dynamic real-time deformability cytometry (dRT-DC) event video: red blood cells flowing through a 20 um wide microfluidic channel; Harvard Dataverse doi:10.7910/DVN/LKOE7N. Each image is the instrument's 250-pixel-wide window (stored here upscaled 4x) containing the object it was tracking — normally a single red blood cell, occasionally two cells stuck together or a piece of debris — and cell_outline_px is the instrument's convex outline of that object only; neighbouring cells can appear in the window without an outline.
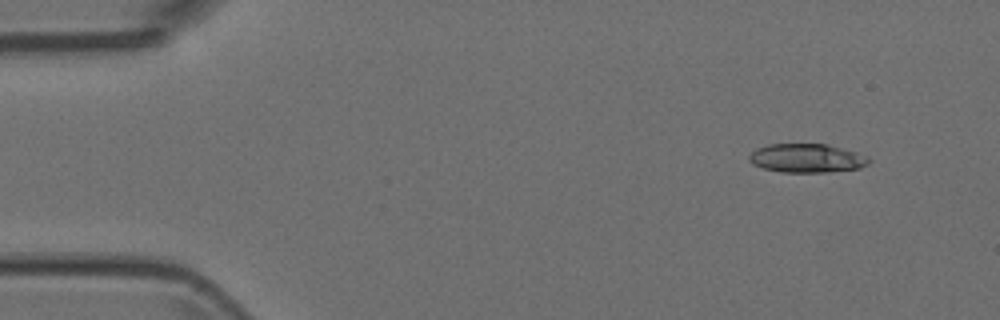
{"species": "Egyptian fruit bat (a non-hibernating species)", "species_latin": "Rousettus aegyptiacus", "temperature_condition": "room temperature", "stored_images_in_passage": 5, "camera_frame_rate_fps": 3000, "um_per_image_px": 0.085, "animal": {"sex": "female"}, "frame": {"image": 1, "passage_image": 1, "time_ms": 0.0, "image_size_px": [1000, 320], "cell_outline_px": [[872, 160], [868, 164], [860, 168], [824, 172], [780, 172], [764, 168], [752, 164], [748, 160], [748, 156], [756, 148], [768, 144], [828, 144], [868, 156]], "centroid_in_image_um": [68.56, 13.44], "position_along_channel_um": 16.4, "area_um2": 20.11}}
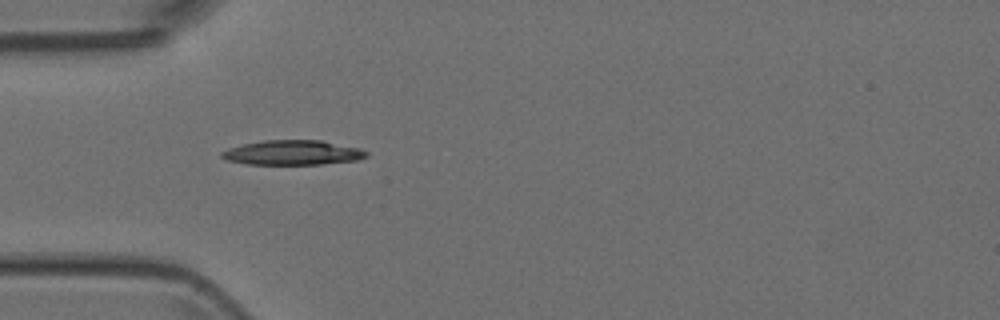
{"frame": {"image": 2, "passage_image": 4, "time_ms": 1.0, "image_size_px": [1000, 320], "cell_outline_px": [[368, 156], [356, 160], [320, 164], [248, 164], [228, 160], [220, 156], [220, 152], [228, 148], [244, 144], [264, 140], [320, 140], [360, 148], [368, 152]], "centroid_in_image_um": [24.88, 12.97], "position_along_channel_um": 60.1, "area_um2": 20.69}}
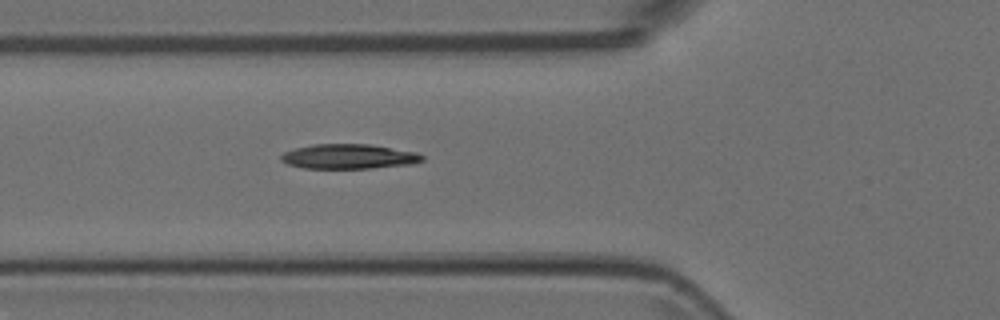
{"frame": {"image": 3, "passage_image": 5, "time_ms": 1.333, "image_size_px": [1000, 320], "cell_outline_px": [[424, 160], [412, 164], [368, 168], [304, 168], [288, 164], [280, 160], [280, 156], [284, 152], [296, 148], [312, 144], [368, 144], [416, 152], [424, 156]], "centroid_in_image_um": [29.64, 13.3], "position_along_channel_um": 96.2, "area_um2": 20.23}}